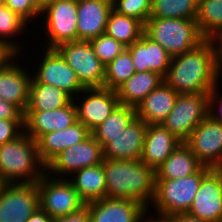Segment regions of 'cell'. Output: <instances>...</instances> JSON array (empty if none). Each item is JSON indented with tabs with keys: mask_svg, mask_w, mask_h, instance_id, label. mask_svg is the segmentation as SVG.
<instances>
[{
	"mask_svg": "<svg viewBox=\"0 0 222 222\" xmlns=\"http://www.w3.org/2000/svg\"><path fill=\"white\" fill-rule=\"evenodd\" d=\"M40 207L37 183H3L0 222H27Z\"/></svg>",
	"mask_w": 222,
	"mask_h": 222,
	"instance_id": "11",
	"label": "cell"
},
{
	"mask_svg": "<svg viewBox=\"0 0 222 222\" xmlns=\"http://www.w3.org/2000/svg\"><path fill=\"white\" fill-rule=\"evenodd\" d=\"M198 0H152L149 18L196 19Z\"/></svg>",
	"mask_w": 222,
	"mask_h": 222,
	"instance_id": "33",
	"label": "cell"
},
{
	"mask_svg": "<svg viewBox=\"0 0 222 222\" xmlns=\"http://www.w3.org/2000/svg\"><path fill=\"white\" fill-rule=\"evenodd\" d=\"M144 33L172 57L194 49L205 40L195 19L149 18Z\"/></svg>",
	"mask_w": 222,
	"mask_h": 222,
	"instance_id": "5",
	"label": "cell"
},
{
	"mask_svg": "<svg viewBox=\"0 0 222 222\" xmlns=\"http://www.w3.org/2000/svg\"><path fill=\"white\" fill-rule=\"evenodd\" d=\"M13 55V53L0 42V66Z\"/></svg>",
	"mask_w": 222,
	"mask_h": 222,
	"instance_id": "44",
	"label": "cell"
},
{
	"mask_svg": "<svg viewBox=\"0 0 222 222\" xmlns=\"http://www.w3.org/2000/svg\"><path fill=\"white\" fill-rule=\"evenodd\" d=\"M130 52L136 72L151 71L165 77L172 56L145 33L140 40L126 47Z\"/></svg>",
	"mask_w": 222,
	"mask_h": 222,
	"instance_id": "21",
	"label": "cell"
},
{
	"mask_svg": "<svg viewBox=\"0 0 222 222\" xmlns=\"http://www.w3.org/2000/svg\"><path fill=\"white\" fill-rule=\"evenodd\" d=\"M147 214L145 217H144V222H167L164 218H158V217H155V213L154 215L151 217L152 215V212H149L147 211ZM151 213V214H150ZM149 216V217H148Z\"/></svg>",
	"mask_w": 222,
	"mask_h": 222,
	"instance_id": "46",
	"label": "cell"
},
{
	"mask_svg": "<svg viewBox=\"0 0 222 222\" xmlns=\"http://www.w3.org/2000/svg\"><path fill=\"white\" fill-rule=\"evenodd\" d=\"M181 143L162 124L147 125L140 160L156 171Z\"/></svg>",
	"mask_w": 222,
	"mask_h": 222,
	"instance_id": "22",
	"label": "cell"
},
{
	"mask_svg": "<svg viewBox=\"0 0 222 222\" xmlns=\"http://www.w3.org/2000/svg\"><path fill=\"white\" fill-rule=\"evenodd\" d=\"M103 159V147L90 134L82 142L70 146L56 155L46 165V173L55 178L68 179L82 168L102 164Z\"/></svg>",
	"mask_w": 222,
	"mask_h": 222,
	"instance_id": "9",
	"label": "cell"
},
{
	"mask_svg": "<svg viewBox=\"0 0 222 222\" xmlns=\"http://www.w3.org/2000/svg\"><path fill=\"white\" fill-rule=\"evenodd\" d=\"M207 222L222 220V171L212 169L202 180L186 213Z\"/></svg>",
	"mask_w": 222,
	"mask_h": 222,
	"instance_id": "16",
	"label": "cell"
},
{
	"mask_svg": "<svg viewBox=\"0 0 222 222\" xmlns=\"http://www.w3.org/2000/svg\"><path fill=\"white\" fill-rule=\"evenodd\" d=\"M54 222H90L87 205L67 216L55 219Z\"/></svg>",
	"mask_w": 222,
	"mask_h": 222,
	"instance_id": "41",
	"label": "cell"
},
{
	"mask_svg": "<svg viewBox=\"0 0 222 222\" xmlns=\"http://www.w3.org/2000/svg\"><path fill=\"white\" fill-rule=\"evenodd\" d=\"M77 9L78 0H57L42 11L45 21L42 26L47 36V45L43 48H56L65 42L78 41Z\"/></svg>",
	"mask_w": 222,
	"mask_h": 222,
	"instance_id": "10",
	"label": "cell"
},
{
	"mask_svg": "<svg viewBox=\"0 0 222 222\" xmlns=\"http://www.w3.org/2000/svg\"><path fill=\"white\" fill-rule=\"evenodd\" d=\"M196 158L207 167L222 165V124L207 116L192 131L185 142Z\"/></svg>",
	"mask_w": 222,
	"mask_h": 222,
	"instance_id": "14",
	"label": "cell"
},
{
	"mask_svg": "<svg viewBox=\"0 0 222 222\" xmlns=\"http://www.w3.org/2000/svg\"><path fill=\"white\" fill-rule=\"evenodd\" d=\"M46 50V51H45ZM32 74L31 83L48 84L68 93L73 99L85 89L76 73L55 48H45Z\"/></svg>",
	"mask_w": 222,
	"mask_h": 222,
	"instance_id": "12",
	"label": "cell"
},
{
	"mask_svg": "<svg viewBox=\"0 0 222 222\" xmlns=\"http://www.w3.org/2000/svg\"><path fill=\"white\" fill-rule=\"evenodd\" d=\"M75 103L51 111H24V132L37 141L42 135L66 129L76 123Z\"/></svg>",
	"mask_w": 222,
	"mask_h": 222,
	"instance_id": "18",
	"label": "cell"
},
{
	"mask_svg": "<svg viewBox=\"0 0 222 222\" xmlns=\"http://www.w3.org/2000/svg\"><path fill=\"white\" fill-rule=\"evenodd\" d=\"M5 6V0H0V9Z\"/></svg>",
	"mask_w": 222,
	"mask_h": 222,
	"instance_id": "48",
	"label": "cell"
},
{
	"mask_svg": "<svg viewBox=\"0 0 222 222\" xmlns=\"http://www.w3.org/2000/svg\"><path fill=\"white\" fill-rule=\"evenodd\" d=\"M19 56L23 55L13 54L0 66V98L16 105L24 113L29 101L32 73L29 68L19 65Z\"/></svg>",
	"mask_w": 222,
	"mask_h": 222,
	"instance_id": "15",
	"label": "cell"
},
{
	"mask_svg": "<svg viewBox=\"0 0 222 222\" xmlns=\"http://www.w3.org/2000/svg\"><path fill=\"white\" fill-rule=\"evenodd\" d=\"M73 98L60 88L30 83L29 101L25 111H51L69 105Z\"/></svg>",
	"mask_w": 222,
	"mask_h": 222,
	"instance_id": "28",
	"label": "cell"
},
{
	"mask_svg": "<svg viewBox=\"0 0 222 222\" xmlns=\"http://www.w3.org/2000/svg\"><path fill=\"white\" fill-rule=\"evenodd\" d=\"M102 164L106 198L136 200L150 210L156 184L154 169L141 160L103 159Z\"/></svg>",
	"mask_w": 222,
	"mask_h": 222,
	"instance_id": "2",
	"label": "cell"
},
{
	"mask_svg": "<svg viewBox=\"0 0 222 222\" xmlns=\"http://www.w3.org/2000/svg\"><path fill=\"white\" fill-rule=\"evenodd\" d=\"M219 43V61H220V67H219V84L220 80H222V37L218 40ZM221 77V78H220Z\"/></svg>",
	"mask_w": 222,
	"mask_h": 222,
	"instance_id": "47",
	"label": "cell"
},
{
	"mask_svg": "<svg viewBox=\"0 0 222 222\" xmlns=\"http://www.w3.org/2000/svg\"><path fill=\"white\" fill-rule=\"evenodd\" d=\"M28 25L17 13L4 6L0 9V42L13 54H21L24 50L21 42L11 38L24 34Z\"/></svg>",
	"mask_w": 222,
	"mask_h": 222,
	"instance_id": "32",
	"label": "cell"
},
{
	"mask_svg": "<svg viewBox=\"0 0 222 222\" xmlns=\"http://www.w3.org/2000/svg\"><path fill=\"white\" fill-rule=\"evenodd\" d=\"M23 130L24 120L0 119V145L14 140L23 132Z\"/></svg>",
	"mask_w": 222,
	"mask_h": 222,
	"instance_id": "38",
	"label": "cell"
},
{
	"mask_svg": "<svg viewBox=\"0 0 222 222\" xmlns=\"http://www.w3.org/2000/svg\"><path fill=\"white\" fill-rule=\"evenodd\" d=\"M218 88L217 85L208 93V116L222 124V95H220Z\"/></svg>",
	"mask_w": 222,
	"mask_h": 222,
	"instance_id": "39",
	"label": "cell"
},
{
	"mask_svg": "<svg viewBox=\"0 0 222 222\" xmlns=\"http://www.w3.org/2000/svg\"><path fill=\"white\" fill-rule=\"evenodd\" d=\"M167 222H207L200 220L198 218H194L188 214H175L172 216H168L164 218Z\"/></svg>",
	"mask_w": 222,
	"mask_h": 222,
	"instance_id": "43",
	"label": "cell"
},
{
	"mask_svg": "<svg viewBox=\"0 0 222 222\" xmlns=\"http://www.w3.org/2000/svg\"><path fill=\"white\" fill-rule=\"evenodd\" d=\"M68 180L86 203L106 198V178L103 164L78 170Z\"/></svg>",
	"mask_w": 222,
	"mask_h": 222,
	"instance_id": "27",
	"label": "cell"
},
{
	"mask_svg": "<svg viewBox=\"0 0 222 222\" xmlns=\"http://www.w3.org/2000/svg\"><path fill=\"white\" fill-rule=\"evenodd\" d=\"M3 185V181L0 179V188L2 187Z\"/></svg>",
	"mask_w": 222,
	"mask_h": 222,
	"instance_id": "49",
	"label": "cell"
},
{
	"mask_svg": "<svg viewBox=\"0 0 222 222\" xmlns=\"http://www.w3.org/2000/svg\"><path fill=\"white\" fill-rule=\"evenodd\" d=\"M219 43L205 39L194 49L172 57L164 82L178 94L209 93L219 85Z\"/></svg>",
	"mask_w": 222,
	"mask_h": 222,
	"instance_id": "1",
	"label": "cell"
},
{
	"mask_svg": "<svg viewBox=\"0 0 222 222\" xmlns=\"http://www.w3.org/2000/svg\"><path fill=\"white\" fill-rule=\"evenodd\" d=\"M57 0H36L37 8L42 12L52 3H55Z\"/></svg>",
	"mask_w": 222,
	"mask_h": 222,
	"instance_id": "45",
	"label": "cell"
},
{
	"mask_svg": "<svg viewBox=\"0 0 222 222\" xmlns=\"http://www.w3.org/2000/svg\"><path fill=\"white\" fill-rule=\"evenodd\" d=\"M91 132L77 121L66 129L48 132L37 140L38 156L46 166L61 151L85 140Z\"/></svg>",
	"mask_w": 222,
	"mask_h": 222,
	"instance_id": "23",
	"label": "cell"
},
{
	"mask_svg": "<svg viewBox=\"0 0 222 222\" xmlns=\"http://www.w3.org/2000/svg\"><path fill=\"white\" fill-rule=\"evenodd\" d=\"M147 124L136 117L120 134L103 146L104 159L140 160Z\"/></svg>",
	"mask_w": 222,
	"mask_h": 222,
	"instance_id": "19",
	"label": "cell"
},
{
	"mask_svg": "<svg viewBox=\"0 0 222 222\" xmlns=\"http://www.w3.org/2000/svg\"><path fill=\"white\" fill-rule=\"evenodd\" d=\"M135 72L131 54L125 49L105 66L104 87L116 91Z\"/></svg>",
	"mask_w": 222,
	"mask_h": 222,
	"instance_id": "34",
	"label": "cell"
},
{
	"mask_svg": "<svg viewBox=\"0 0 222 222\" xmlns=\"http://www.w3.org/2000/svg\"><path fill=\"white\" fill-rule=\"evenodd\" d=\"M55 219L49 216L44 210L40 207L30 216L27 222H54Z\"/></svg>",
	"mask_w": 222,
	"mask_h": 222,
	"instance_id": "42",
	"label": "cell"
},
{
	"mask_svg": "<svg viewBox=\"0 0 222 222\" xmlns=\"http://www.w3.org/2000/svg\"><path fill=\"white\" fill-rule=\"evenodd\" d=\"M195 21L205 39L219 40L222 37V0H198Z\"/></svg>",
	"mask_w": 222,
	"mask_h": 222,
	"instance_id": "31",
	"label": "cell"
},
{
	"mask_svg": "<svg viewBox=\"0 0 222 222\" xmlns=\"http://www.w3.org/2000/svg\"><path fill=\"white\" fill-rule=\"evenodd\" d=\"M204 165L182 142L170 156L156 169V179H179L198 172Z\"/></svg>",
	"mask_w": 222,
	"mask_h": 222,
	"instance_id": "25",
	"label": "cell"
},
{
	"mask_svg": "<svg viewBox=\"0 0 222 222\" xmlns=\"http://www.w3.org/2000/svg\"><path fill=\"white\" fill-rule=\"evenodd\" d=\"M151 2L152 0H114L112 9L119 14L136 18L145 25L151 13Z\"/></svg>",
	"mask_w": 222,
	"mask_h": 222,
	"instance_id": "36",
	"label": "cell"
},
{
	"mask_svg": "<svg viewBox=\"0 0 222 222\" xmlns=\"http://www.w3.org/2000/svg\"><path fill=\"white\" fill-rule=\"evenodd\" d=\"M163 81L164 78L155 72H135L116 90L119 103L136 108Z\"/></svg>",
	"mask_w": 222,
	"mask_h": 222,
	"instance_id": "26",
	"label": "cell"
},
{
	"mask_svg": "<svg viewBox=\"0 0 222 222\" xmlns=\"http://www.w3.org/2000/svg\"><path fill=\"white\" fill-rule=\"evenodd\" d=\"M55 49L85 88L104 87L105 65L97 58L90 41L65 42Z\"/></svg>",
	"mask_w": 222,
	"mask_h": 222,
	"instance_id": "8",
	"label": "cell"
},
{
	"mask_svg": "<svg viewBox=\"0 0 222 222\" xmlns=\"http://www.w3.org/2000/svg\"><path fill=\"white\" fill-rule=\"evenodd\" d=\"M208 116V93L179 94L162 125L178 140L186 142L194 128Z\"/></svg>",
	"mask_w": 222,
	"mask_h": 222,
	"instance_id": "7",
	"label": "cell"
},
{
	"mask_svg": "<svg viewBox=\"0 0 222 222\" xmlns=\"http://www.w3.org/2000/svg\"><path fill=\"white\" fill-rule=\"evenodd\" d=\"M97 58L107 66L125 49L121 42L116 41L113 37L108 36L106 33L90 40Z\"/></svg>",
	"mask_w": 222,
	"mask_h": 222,
	"instance_id": "35",
	"label": "cell"
},
{
	"mask_svg": "<svg viewBox=\"0 0 222 222\" xmlns=\"http://www.w3.org/2000/svg\"><path fill=\"white\" fill-rule=\"evenodd\" d=\"M136 117L134 107L119 104L91 134L103 147L113 137L120 134Z\"/></svg>",
	"mask_w": 222,
	"mask_h": 222,
	"instance_id": "30",
	"label": "cell"
},
{
	"mask_svg": "<svg viewBox=\"0 0 222 222\" xmlns=\"http://www.w3.org/2000/svg\"><path fill=\"white\" fill-rule=\"evenodd\" d=\"M178 95L163 81L137 105V117L147 125L162 124L173 109Z\"/></svg>",
	"mask_w": 222,
	"mask_h": 222,
	"instance_id": "24",
	"label": "cell"
},
{
	"mask_svg": "<svg viewBox=\"0 0 222 222\" xmlns=\"http://www.w3.org/2000/svg\"><path fill=\"white\" fill-rule=\"evenodd\" d=\"M145 25L136 18L129 17L111 10L108 16L105 33L128 47L140 40Z\"/></svg>",
	"mask_w": 222,
	"mask_h": 222,
	"instance_id": "29",
	"label": "cell"
},
{
	"mask_svg": "<svg viewBox=\"0 0 222 222\" xmlns=\"http://www.w3.org/2000/svg\"><path fill=\"white\" fill-rule=\"evenodd\" d=\"M5 6L29 24L33 19L35 22L39 17L41 19L42 12L37 8L36 0H5Z\"/></svg>",
	"mask_w": 222,
	"mask_h": 222,
	"instance_id": "37",
	"label": "cell"
},
{
	"mask_svg": "<svg viewBox=\"0 0 222 222\" xmlns=\"http://www.w3.org/2000/svg\"><path fill=\"white\" fill-rule=\"evenodd\" d=\"M36 183L40 208L53 219L67 216L86 205L66 178H55L45 172Z\"/></svg>",
	"mask_w": 222,
	"mask_h": 222,
	"instance_id": "6",
	"label": "cell"
},
{
	"mask_svg": "<svg viewBox=\"0 0 222 222\" xmlns=\"http://www.w3.org/2000/svg\"><path fill=\"white\" fill-rule=\"evenodd\" d=\"M90 222H142L147 208L131 199L103 198L86 203Z\"/></svg>",
	"mask_w": 222,
	"mask_h": 222,
	"instance_id": "17",
	"label": "cell"
},
{
	"mask_svg": "<svg viewBox=\"0 0 222 222\" xmlns=\"http://www.w3.org/2000/svg\"><path fill=\"white\" fill-rule=\"evenodd\" d=\"M73 102L76 106L77 120L90 132L120 104L117 92L105 87L85 88L73 99Z\"/></svg>",
	"mask_w": 222,
	"mask_h": 222,
	"instance_id": "13",
	"label": "cell"
},
{
	"mask_svg": "<svg viewBox=\"0 0 222 222\" xmlns=\"http://www.w3.org/2000/svg\"><path fill=\"white\" fill-rule=\"evenodd\" d=\"M0 119L24 120V113L16 105L0 98Z\"/></svg>",
	"mask_w": 222,
	"mask_h": 222,
	"instance_id": "40",
	"label": "cell"
},
{
	"mask_svg": "<svg viewBox=\"0 0 222 222\" xmlns=\"http://www.w3.org/2000/svg\"><path fill=\"white\" fill-rule=\"evenodd\" d=\"M46 172L38 156L37 141L24 131L0 145V179L3 183H35Z\"/></svg>",
	"mask_w": 222,
	"mask_h": 222,
	"instance_id": "3",
	"label": "cell"
},
{
	"mask_svg": "<svg viewBox=\"0 0 222 222\" xmlns=\"http://www.w3.org/2000/svg\"><path fill=\"white\" fill-rule=\"evenodd\" d=\"M212 170L203 166L193 175L179 179H156L155 193L150 207L156 217L166 218L175 214H185L193 202L201 180Z\"/></svg>",
	"mask_w": 222,
	"mask_h": 222,
	"instance_id": "4",
	"label": "cell"
},
{
	"mask_svg": "<svg viewBox=\"0 0 222 222\" xmlns=\"http://www.w3.org/2000/svg\"><path fill=\"white\" fill-rule=\"evenodd\" d=\"M111 10L109 0H78V41H90L104 34Z\"/></svg>",
	"mask_w": 222,
	"mask_h": 222,
	"instance_id": "20",
	"label": "cell"
}]
</instances>
